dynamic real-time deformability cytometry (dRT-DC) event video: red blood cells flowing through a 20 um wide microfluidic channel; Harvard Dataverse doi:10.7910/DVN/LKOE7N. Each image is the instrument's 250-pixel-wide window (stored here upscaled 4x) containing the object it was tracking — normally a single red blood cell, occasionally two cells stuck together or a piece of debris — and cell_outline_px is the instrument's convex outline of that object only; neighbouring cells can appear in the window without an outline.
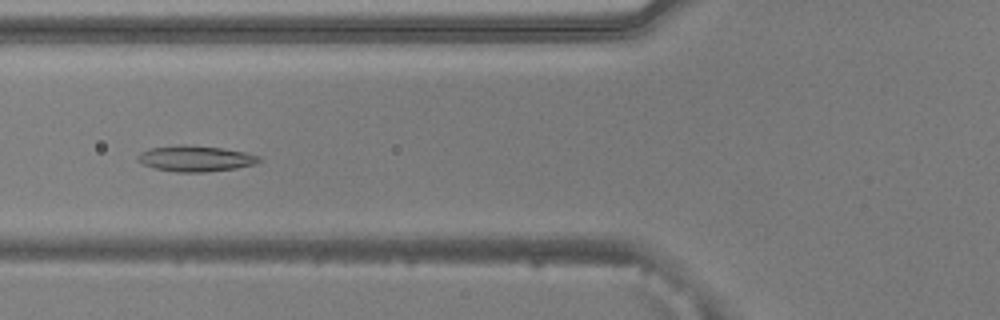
{"species": "common noctule bat (a hibernating species)", "species_latin": "Nyctalus noctula", "temperature_condition": "warm", "stored_images_in_passage": 53, "camera_frame_rate_fps": 3000, "um_per_image_px": 0.085, "animal": {"sex": "male", "body_mass_g": 20.5, "forearm_length_mm": 52.5}, "frame": {"image": 1, "passage_image": 21, "time_ms": 6.667, "image_size_px": [1000, 320], "cell_outline_px": [[264, 160], [256, 164], [236, 168], [204, 172], [176, 172], [156, 168], [144, 164], [136, 160], [136, 156], [140, 152], [148, 148], [180, 144], [220, 148], [244, 152], [260, 156]], "centroid_in_image_um": [16.61, 13.47], "position_along_channel_um": 109.2, "area_um2": 18.32}}
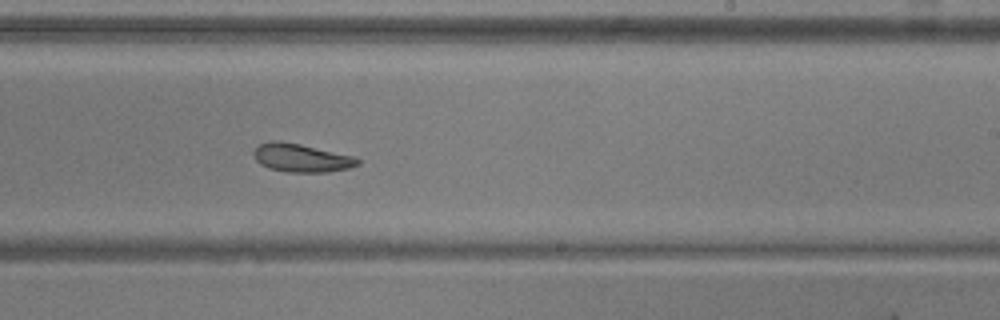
{"frame": {"image": 2, "passage_image": 33, "time_ms": 10.667, "image_size_px": [1000, 320], "cell_outline_px": [[360, 164], [348, 168], [328, 172], [288, 172], [268, 168], [260, 164], [256, 160], [252, 152], [260, 144], [272, 140], [276, 140], [300, 144], [356, 156], [360, 160]], "centroid_in_image_um": [25.63, 13.42], "position_along_channel_um": 263.4, "area_um2": 17.22}}
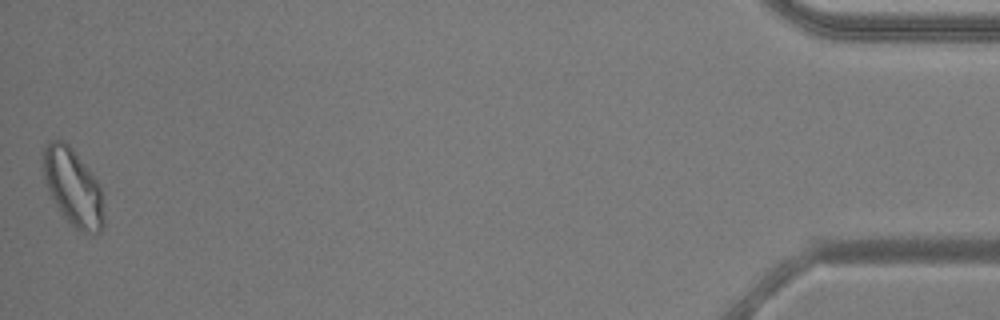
{"frame": {"image": 3, "passage_image": 53, "time_ms": 17.333, "image_size_px": [1000, 320], "cell_outline_px": [[104, 228], [96, 236], [92, 236], [76, 228], [60, 212], [44, 180], [44, 148], [48, 140], [60, 140], [68, 144], [72, 148], [100, 184], [104, 216]], "centroid_in_image_um": [6.25, 15.96], "position_along_channel_um": 429.0, "area_um2": 27.05}, "authors_computed_cell_mechanics": {"area_um2": 19.4208, "velocity_mm_per_s": 3.85, "shape_relaxation_time_tau1_ms": 7.6448, "shape_relaxation_time_tau2_ms": 4.4646, "deformation_change_tau1": 0.1422, "deformation_change_tau2": 0.0941}}